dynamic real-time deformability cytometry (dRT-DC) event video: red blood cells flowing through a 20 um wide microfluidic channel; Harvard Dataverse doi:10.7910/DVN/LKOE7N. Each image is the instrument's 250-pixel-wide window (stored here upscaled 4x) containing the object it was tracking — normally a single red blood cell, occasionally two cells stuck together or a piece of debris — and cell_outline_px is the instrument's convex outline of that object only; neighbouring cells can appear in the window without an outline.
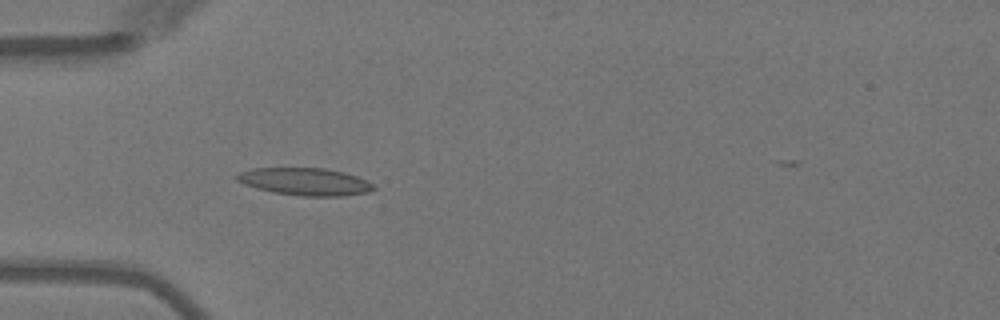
{"species": "Egyptian fruit bat (a non-hibernating species)", "species_latin": "Rousettus aegyptiacus", "temperature_condition": "warm", "stored_images_in_passage": 3, "camera_frame_rate_fps": 3000, "um_per_image_px": 0.085, "animal": {"sex": "female"}, "frame": {"image": 1, "passage_image": 3, "time_ms": 2.333, "image_size_px": [1000, 320], "cell_outline_px": [[376, 188], [368, 192], [340, 196], [304, 196], [272, 192], [244, 184], [236, 180], [236, 176], [240, 172], [252, 168], [324, 168], [344, 172], [368, 180]], "centroid_in_image_um": [25.94, 15.43], "position_along_channel_um": 59.1, "area_um2": 21.73}}